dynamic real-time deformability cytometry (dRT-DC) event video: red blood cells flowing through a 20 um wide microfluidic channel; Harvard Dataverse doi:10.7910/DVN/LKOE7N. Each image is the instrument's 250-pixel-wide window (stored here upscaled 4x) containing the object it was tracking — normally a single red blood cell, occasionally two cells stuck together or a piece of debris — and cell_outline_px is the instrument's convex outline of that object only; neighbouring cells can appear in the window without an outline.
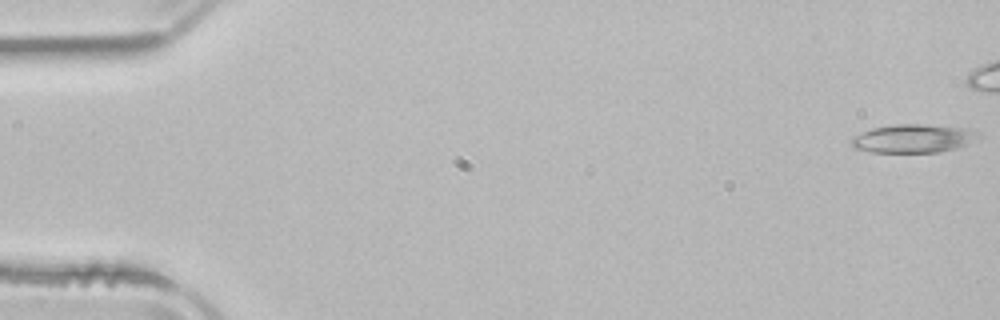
{"species": "common noctule bat (a hibernating species)", "species_latin": "Nyctalus noctula", "temperature_condition": "room temperature", "stored_images_in_passage": 43, "camera_frame_rate_fps": 3000, "um_per_image_px": 0.085, "animal": {"sex": "male", "body_mass_g": 21.5, "forearm_length_mm": 52.0}, "frame": {"image": 1, "passage_image": 1, "time_ms": 0.0, "image_size_px": [1000, 320], "cell_outline_px": [[984, 136], [956, 148], [940, 152], [872, 152], [852, 148], [848, 144], [848, 140], [852, 136], [872, 128], [896, 124], [920, 124], [972, 128], [980, 132]], "centroid_in_image_um": [77.62, 11.76], "position_along_channel_um": 7.4, "area_um2": 21.5}}
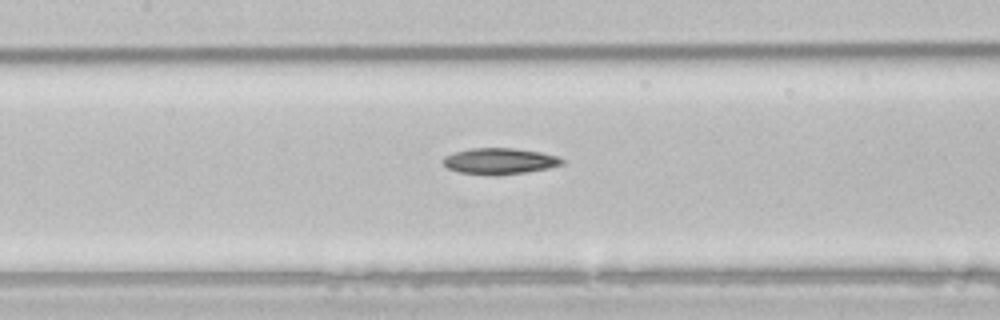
{"frame": {"image": 2, "passage_image": 24, "time_ms": 7.667, "image_size_px": [1000, 320], "cell_outline_px": [[564, 164], [548, 168], [524, 172], [496, 176], [460, 172], [448, 168], [440, 160], [444, 156], [452, 152], [468, 148], [512, 148], [540, 152], [556, 156], [564, 160]], "centroid_in_image_um": [42.41, 13.69], "position_along_channel_um": 165.0, "area_um2": 18.21}}
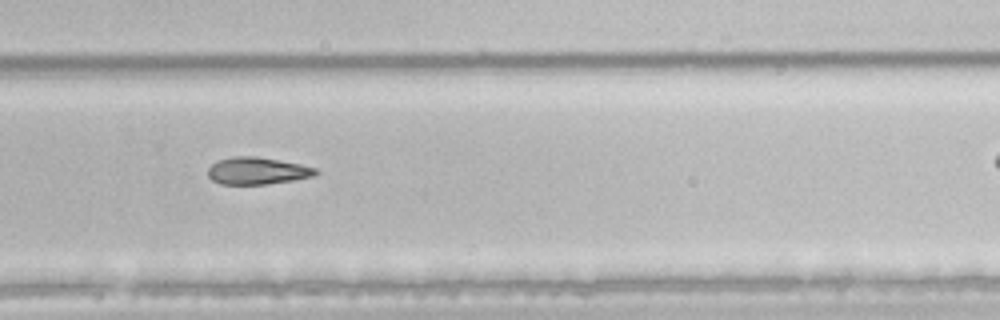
{"frame": {"image": 3, "passage_image": 35, "time_ms": 11.333, "image_size_px": [1000, 320], "cell_outline_px": [[320, 172], [312, 176], [292, 180], [264, 184], [220, 184], [212, 180], [208, 176], [208, 168], [212, 164], [220, 160], [232, 156], [256, 156], [300, 164], [316, 168]], "centroid_in_image_um": [21.85, 14.52], "position_along_channel_um": 308.0, "area_um2": 16.88}}